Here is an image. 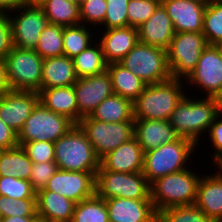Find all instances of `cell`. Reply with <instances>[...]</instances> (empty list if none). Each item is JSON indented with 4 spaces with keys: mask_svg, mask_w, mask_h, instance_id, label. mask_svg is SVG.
I'll list each match as a JSON object with an SVG mask.
<instances>
[{
    "mask_svg": "<svg viewBox=\"0 0 222 222\" xmlns=\"http://www.w3.org/2000/svg\"><path fill=\"white\" fill-rule=\"evenodd\" d=\"M196 98L185 95L168 121L179 137L190 139L198 146L202 132H207L220 114L221 99L206 96Z\"/></svg>",
    "mask_w": 222,
    "mask_h": 222,
    "instance_id": "6da1fadb",
    "label": "cell"
},
{
    "mask_svg": "<svg viewBox=\"0 0 222 222\" xmlns=\"http://www.w3.org/2000/svg\"><path fill=\"white\" fill-rule=\"evenodd\" d=\"M184 79L146 85L144 91L133 102L134 119H157L168 121L177 104L186 95Z\"/></svg>",
    "mask_w": 222,
    "mask_h": 222,
    "instance_id": "7a4b0ae2",
    "label": "cell"
},
{
    "mask_svg": "<svg viewBox=\"0 0 222 222\" xmlns=\"http://www.w3.org/2000/svg\"><path fill=\"white\" fill-rule=\"evenodd\" d=\"M195 147L190 139L178 137L176 140L144 152L142 173L149 184L170 173L187 169ZM187 163V164H186Z\"/></svg>",
    "mask_w": 222,
    "mask_h": 222,
    "instance_id": "3957f363",
    "label": "cell"
},
{
    "mask_svg": "<svg viewBox=\"0 0 222 222\" xmlns=\"http://www.w3.org/2000/svg\"><path fill=\"white\" fill-rule=\"evenodd\" d=\"M190 170L187 168L170 173L150 184V198L157 212L172 206L195 203L201 175Z\"/></svg>",
    "mask_w": 222,
    "mask_h": 222,
    "instance_id": "277c9868",
    "label": "cell"
},
{
    "mask_svg": "<svg viewBox=\"0 0 222 222\" xmlns=\"http://www.w3.org/2000/svg\"><path fill=\"white\" fill-rule=\"evenodd\" d=\"M54 161L59 169L78 172H97L100 159L81 128L75 124L54 142Z\"/></svg>",
    "mask_w": 222,
    "mask_h": 222,
    "instance_id": "5b68a950",
    "label": "cell"
},
{
    "mask_svg": "<svg viewBox=\"0 0 222 222\" xmlns=\"http://www.w3.org/2000/svg\"><path fill=\"white\" fill-rule=\"evenodd\" d=\"M120 63L147 85L165 82L172 78L167 62V51L140 41Z\"/></svg>",
    "mask_w": 222,
    "mask_h": 222,
    "instance_id": "8992f818",
    "label": "cell"
},
{
    "mask_svg": "<svg viewBox=\"0 0 222 222\" xmlns=\"http://www.w3.org/2000/svg\"><path fill=\"white\" fill-rule=\"evenodd\" d=\"M43 60L35 50L13 47L4 59L10 90L39 92Z\"/></svg>",
    "mask_w": 222,
    "mask_h": 222,
    "instance_id": "52a82bcc",
    "label": "cell"
},
{
    "mask_svg": "<svg viewBox=\"0 0 222 222\" xmlns=\"http://www.w3.org/2000/svg\"><path fill=\"white\" fill-rule=\"evenodd\" d=\"M95 193L103 198H126L151 200L150 184L142 172L123 173L98 170L96 173Z\"/></svg>",
    "mask_w": 222,
    "mask_h": 222,
    "instance_id": "ba28073f",
    "label": "cell"
},
{
    "mask_svg": "<svg viewBox=\"0 0 222 222\" xmlns=\"http://www.w3.org/2000/svg\"><path fill=\"white\" fill-rule=\"evenodd\" d=\"M208 46L205 35L177 32L167 51V62L172 78L183 79L195 69L202 51Z\"/></svg>",
    "mask_w": 222,
    "mask_h": 222,
    "instance_id": "9c48e42d",
    "label": "cell"
},
{
    "mask_svg": "<svg viewBox=\"0 0 222 222\" xmlns=\"http://www.w3.org/2000/svg\"><path fill=\"white\" fill-rule=\"evenodd\" d=\"M77 125L90 141L99 159L134 137V121L110 123L85 116Z\"/></svg>",
    "mask_w": 222,
    "mask_h": 222,
    "instance_id": "30bf717a",
    "label": "cell"
},
{
    "mask_svg": "<svg viewBox=\"0 0 222 222\" xmlns=\"http://www.w3.org/2000/svg\"><path fill=\"white\" fill-rule=\"evenodd\" d=\"M74 125L75 123L66 116L52 112L39 102L19 131L18 142L49 141L54 143Z\"/></svg>",
    "mask_w": 222,
    "mask_h": 222,
    "instance_id": "8fae6325",
    "label": "cell"
},
{
    "mask_svg": "<svg viewBox=\"0 0 222 222\" xmlns=\"http://www.w3.org/2000/svg\"><path fill=\"white\" fill-rule=\"evenodd\" d=\"M14 12L15 15L19 12L17 16L9 15L14 47L35 50L40 34L49 24L48 18L42 8L36 5H23Z\"/></svg>",
    "mask_w": 222,
    "mask_h": 222,
    "instance_id": "7c38bea8",
    "label": "cell"
},
{
    "mask_svg": "<svg viewBox=\"0 0 222 222\" xmlns=\"http://www.w3.org/2000/svg\"><path fill=\"white\" fill-rule=\"evenodd\" d=\"M184 80L193 87L197 85L206 97L222 98V53L218 45H208L201 53L195 69Z\"/></svg>",
    "mask_w": 222,
    "mask_h": 222,
    "instance_id": "4fadbf2b",
    "label": "cell"
},
{
    "mask_svg": "<svg viewBox=\"0 0 222 222\" xmlns=\"http://www.w3.org/2000/svg\"><path fill=\"white\" fill-rule=\"evenodd\" d=\"M78 106V122L90 114L106 98L113 95L112 80L106 71L81 77L73 85Z\"/></svg>",
    "mask_w": 222,
    "mask_h": 222,
    "instance_id": "5bb4252c",
    "label": "cell"
},
{
    "mask_svg": "<svg viewBox=\"0 0 222 222\" xmlns=\"http://www.w3.org/2000/svg\"><path fill=\"white\" fill-rule=\"evenodd\" d=\"M97 172H78L58 169L45 189L53 191L76 204L95 194Z\"/></svg>",
    "mask_w": 222,
    "mask_h": 222,
    "instance_id": "9a60e30c",
    "label": "cell"
},
{
    "mask_svg": "<svg viewBox=\"0 0 222 222\" xmlns=\"http://www.w3.org/2000/svg\"><path fill=\"white\" fill-rule=\"evenodd\" d=\"M38 103L36 91L9 90L0 96V118L19 133Z\"/></svg>",
    "mask_w": 222,
    "mask_h": 222,
    "instance_id": "2e32d148",
    "label": "cell"
},
{
    "mask_svg": "<svg viewBox=\"0 0 222 222\" xmlns=\"http://www.w3.org/2000/svg\"><path fill=\"white\" fill-rule=\"evenodd\" d=\"M208 0H162L174 31L201 33Z\"/></svg>",
    "mask_w": 222,
    "mask_h": 222,
    "instance_id": "e0dca14e",
    "label": "cell"
},
{
    "mask_svg": "<svg viewBox=\"0 0 222 222\" xmlns=\"http://www.w3.org/2000/svg\"><path fill=\"white\" fill-rule=\"evenodd\" d=\"M109 222H156L157 211L152 200L126 198L105 199Z\"/></svg>",
    "mask_w": 222,
    "mask_h": 222,
    "instance_id": "ac0fdd59",
    "label": "cell"
},
{
    "mask_svg": "<svg viewBox=\"0 0 222 222\" xmlns=\"http://www.w3.org/2000/svg\"><path fill=\"white\" fill-rule=\"evenodd\" d=\"M144 152L138 140L133 137L100 159L98 170L123 173H138L143 169Z\"/></svg>",
    "mask_w": 222,
    "mask_h": 222,
    "instance_id": "d6986e66",
    "label": "cell"
},
{
    "mask_svg": "<svg viewBox=\"0 0 222 222\" xmlns=\"http://www.w3.org/2000/svg\"><path fill=\"white\" fill-rule=\"evenodd\" d=\"M98 41L106 62H120L139 42L138 28L124 27L103 30Z\"/></svg>",
    "mask_w": 222,
    "mask_h": 222,
    "instance_id": "ffe728a7",
    "label": "cell"
},
{
    "mask_svg": "<svg viewBox=\"0 0 222 222\" xmlns=\"http://www.w3.org/2000/svg\"><path fill=\"white\" fill-rule=\"evenodd\" d=\"M213 222H222V173L201 176L194 203Z\"/></svg>",
    "mask_w": 222,
    "mask_h": 222,
    "instance_id": "44dd1931",
    "label": "cell"
},
{
    "mask_svg": "<svg viewBox=\"0 0 222 222\" xmlns=\"http://www.w3.org/2000/svg\"><path fill=\"white\" fill-rule=\"evenodd\" d=\"M175 35L174 27L166 9L160 4L153 15L138 27L139 41L167 50Z\"/></svg>",
    "mask_w": 222,
    "mask_h": 222,
    "instance_id": "7402d4cb",
    "label": "cell"
},
{
    "mask_svg": "<svg viewBox=\"0 0 222 222\" xmlns=\"http://www.w3.org/2000/svg\"><path fill=\"white\" fill-rule=\"evenodd\" d=\"M134 137L138 140L143 152H147L162 144L170 143L179 136L169 121L134 119Z\"/></svg>",
    "mask_w": 222,
    "mask_h": 222,
    "instance_id": "603a6c76",
    "label": "cell"
},
{
    "mask_svg": "<svg viewBox=\"0 0 222 222\" xmlns=\"http://www.w3.org/2000/svg\"><path fill=\"white\" fill-rule=\"evenodd\" d=\"M36 197L39 219L46 222H71L75 202L45 188L39 190Z\"/></svg>",
    "mask_w": 222,
    "mask_h": 222,
    "instance_id": "cb8c5ba5",
    "label": "cell"
},
{
    "mask_svg": "<svg viewBox=\"0 0 222 222\" xmlns=\"http://www.w3.org/2000/svg\"><path fill=\"white\" fill-rule=\"evenodd\" d=\"M39 102L52 112L61 114L78 123V106L74 87L41 88Z\"/></svg>",
    "mask_w": 222,
    "mask_h": 222,
    "instance_id": "d4e9b609",
    "label": "cell"
},
{
    "mask_svg": "<svg viewBox=\"0 0 222 222\" xmlns=\"http://www.w3.org/2000/svg\"><path fill=\"white\" fill-rule=\"evenodd\" d=\"M77 79L73 59L66 55L43 60L41 88L72 86Z\"/></svg>",
    "mask_w": 222,
    "mask_h": 222,
    "instance_id": "484cf974",
    "label": "cell"
},
{
    "mask_svg": "<svg viewBox=\"0 0 222 222\" xmlns=\"http://www.w3.org/2000/svg\"><path fill=\"white\" fill-rule=\"evenodd\" d=\"M107 72L112 80L113 93L132 102L139 97L147 85L120 62L109 63Z\"/></svg>",
    "mask_w": 222,
    "mask_h": 222,
    "instance_id": "4316f807",
    "label": "cell"
},
{
    "mask_svg": "<svg viewBox=\"0 0 222 222\" xmlns=\"http://www.w3.org/2000/svg\"><path fill=\"white\" fill-rule=\"evenodd\" d=\"M90 117L94 120L110 123L134 121L133 102L113 94L102 101L90 114Z\"/></svg>",
    "mask_w": 222,
    "mask_h": 222,
    "instance_id": "83f0119b",
    "label": "cell"
},
{
    "mask_svg": "<svg viewBox=\"0 0 222 222\" xmlns=\"http://www.w3.org/2000/svg\"><path fill=\"white\" fill-rule=\"evenodd\" d=\"M32 165V161L20 145L0 152V176L29 180Z\"/></svg>",
    "mask_w": 222,
    "mask_h": 222,
    "instance_id": "f1b7e54d",
    "label": "cell"
},
{
    "mask_svg": "<svg viewBox=\"0 0 222 222\" xmlns=\"http://www.w3.org/2000/svg\"><path fill=\"white\" fill-rule=\"evenodd\" d=\"M39 6L51 24L63 27L81 24L79 6L71 0H44Z\"/></svg>",
    "mask_w": 222,
    "mask_h": 222,
    "instance_id": "f546056e",
    "label": "cell"
},
{
    "mask_svg": "<svg viewBox=\"0 0 222 222\" xmlns=\"http://www.w3.org/2000/svg\"><path fill=\"white\" fill-rule=\"evenodd\" d=\"M73 62L78 78L102 73L107 70L108 66L101 45L96 41L74 57Z\"/></svg>",
    "mask_w": 222,
    "mask_h": 222,
    "instance_id": "4dcf8cb0",
    "label": "cell"
},
{
    "mask_svg": "<svg viewBox=\"0 0 222 222\" xmlns=\"http://www.w3.org/2000/svg\"><path fill=\"white\" fill-rule=\"evenodd\" d=\"M71 222H109L105 199L96 193L75 205Z\"/></svg>",
    "mask_w": 222,
    "mask_h": 222,
    "instance_id": "1f68e13d",
    "label": "cell"
},
{
    "mask_svg": "<svg viewBox=\"0 0 222 222\" xmlns=\"http://www.w3.org/2000/svg\"><path fill=\"white\" fill-rule=\"evenodd\" d=\"M88 28L83 24L63 27L64 55L73 59L96 41Z\"/></svg>",
    "mask_w": 222,
    "mask_h": 222,
    "instance_id": "d6a6232c",
    "label": "cell"
},
{
    "mask_svg": "<svg viewBox=\"0 0 222 222\" xmlns=\"http://www.w3.org/2000/svg\"><path fill=\"white\" fill-rule=\"evenodd\" d=\"M202 33L205 35L208 45L222 43V2L207 1Z\"/></svg>",
    "mask_w": 222,
    "mask_h": 222,
    "instance_id": "836d02e7",
    "label": "cell"
},
{
    "mask_svg": "<svg viewBox=\"0 0 222 222\" xmlns=\"http://www.w3.org/2000/svg\"><path fill=\"white\" fill-rule=\"evenodd\" d=\"M35 51L43 59L64 55L63 26L49 23L40 34Z\"/></svg>",
    "mask_w": 222,
    "mask_h": 222,
    "instance_id": "e575fe53",
    "label": "cell"
},
{
    "mask_svg": "<svg viewBox=\"0 0 222 222\" xmlns=\"http://www.w3.org/2000/svg\"><path fill=\"white\" fill-rule=\"evenodd\" d=\"M156 222H213L195 204L179 205L157 212Z\"/></svg>",
    "mask_w": 222,
    "mask_h": 222,
    "instance_id": "d590c367",
    "label": "cell"
},
{
    "mask_svg": "<svg viewBox=\"0 0 222 222\" xmlns=\"http://www.w3.org/2000/svg\"><path fill=\"white\" fill-rule=\"evenodd\" d=\"M16 216L38 217L37 199L13 200L0 195V218Z\"/></svg>",
    "mask_w": 222,
    "mask_h": 222,
    "instance_id": "8d00e7d4",
    "label": "cell"
},
{
    "mask_svg": "<svg viewBox=\"0 0 222 222\" xmlns=\"http://www.w3.org/2000/svg\"><path fill=\"white\" fill-rule=\"evenodd\" d=\"M0 195L13 200L37 199V192L29 180L0 176Z\"/></svg>",
    "mask_w": 222,
    "mask_h": 222,
    "instance_id": "74e56055",
    "label": "cell"
},
{
    "mask_svg": "<svg viewBox=\"0 0 222 222\" xmlns=\"http://www.w3.org/2000/svg\"><path fill=\"white\" fill-rule=\"evenodd\" d=\"M160 4L159 0H129L128 26L138 28L153 15Z\"/></svg>",
    "mask_w": 222,
    "mask_h": 222,
    "instance_id": "f35d334b",
    "label": "cell"
},
{
    "mask_svg": "<svg viewBox=\"0 0 222 222\" xmlns=\"http://www.w3.org/2000/svg\"><path fill=\"white\" fill-rule=\"evenodd\" d=\"M129 0H106L107 11L103 24L104 29L128 27L127 6Z\"/></svg>",
    "mask_w": 222,
    "mask_h": 222,
    "instance_id": "ab89813d",
    "label": "cell"
},
{
    "mask_svg": "<svg viewBox=\"0 0 222 222\" xmlns=\"http://www.w3.org/2000/svg\"><path fill=\"white\" fill-rule=\"evenodd\" d=\"M79 11L81 24L87 26L89 24L91 28H94L95 25L101 26L107 11L106 0H85L79 6Z\"/></svg>",
    "mask_w": 222,
    "mask_h": 222,
    "instance_id": "60d3db41",
    "label": "cell"
},
{
    "mask_svg": "<svg viewBox=\"0 0 222 222\" xmlns=\"http://www.w3.org/2000/svg\"><path fill=\"white\" fill-rule=\"evenodd\" d=\"M32 163L54 161L55 146L49 141L18 142Z\"/></svg>",
    "mask_w": 222,
    "mask_h": 222,
    "instance_id": "b9f144b4",
    "label": "cell"
},
{
    "mask_svg": "<svg viewBox=\"0 0 222 222\" xmlns=\"http://www.w3.org/2000/svg\"><path fill=\"white\" fill-rule=\"evenodd\" d=\"M58 165L55 161L33 163L29 181L32 188L38 192L44 189L49 179L57 172Z\"/></svg>",
    "mask_w": 222,
    "mask_h": 222,
    "instance_id": "7bdbcfd3",
    "label": "cell"
},
{
    "mask_svg": "<svg viewBox=\"0 0 222 222\" xmlns=\"http://www.w3.org/2000/svg\"><path fill=\"white\" fill-rule=\"evenodd\" d=\"M12 29L8 12H0V60L4 61L13 49Z\"/></svg>",
    "mask_w": 222,
    "mask_h": 222,
    "instance_id": "ee69618b",
    "label": "cell"
},
{
    "mask_svg": "<svg viewBox=\"0 0 222 222\" xmlns=\"http://www.w3.org/2000/svg\"><path fill=\"white\" fill-rule=\"evenodd\" d=\"M210 138V143L214 148L212 159L214 161V165H218L222 163V114L220 113L210 125L207 133Z\"/></svg>",
    "mask_w": 222,
    "mask_h": 222,
    "instance_id": "f6af8a7d",
    "label": "cell"
},
{
    "mask_svg": "<svg viewBox=\"0 0 222 222\" xmlns=\"http://www.w3.org/2000/svg\"><path fill=\"white\" fill-rule=\"evenodd\" d=\"M18 145V133L0 118V149L7 150Z\"/></svg>",
    "mask_w": 222,
    "mask_h": 222,
    "instance_id": "bcb514c9",
    "label": "cell"
},
{
    "mask_svg": "<svg viewBox=\"0 0 222 222\" xmlns=\"http://www.w3.org/2000/svg\"><path fill=\"white\" fill-rule=\"evenodd\" d=\"M25 5L24 0H0V12H9Z\"/></svg>",
    "mask_w": 222,
    "mask_h": 222,
    "instance_id": "7dc6e473",
    "label": "cell"
},
{
    "mask_svg": "<svg viewBox=\"0 0 222 222\" xmlns=\"http://www.w3.org/2000/svg\"><path fill=\"white\" fill-rule=\"evenodd\" d=\"M10 90L7 80L6 64L0 60V96L4 95Z\"/></svg>",
    "mask_w": 222,
    "mask_h": 222,
    "instance_id": "c3c4849f",
    "label": "cell"
},
{
    "mask_svg": "<svg viewBox=\"0 0 222 222\" xmlns=\"http://www.w3.org/2000/svg\"><path fill=\"white\" fill-rule=\"evenodd\" d=\"M38 217H5L0 218V222H34Z\"/></svg>",
    "mask_w": 222,
    "mask_h": 222,
    "instance_id": "681fc988",
    "label": "cell"
},
{
    "mask_svg": "<svg viewBox=\"0 0 222 222\" xmlns=\"http://www.w3.org/2000/svg\"><path fill=\"white\" fill-rule=\"evenodd\" d=\"M25 5H36L39 6L44 0H24Z\"/></svg>",
    "mask_w": 222,
    "mask_h": 222,
    "instance_id": "f907efd6",
    "label": "cell"
},
{
    "mask_svg": "<svg viewBox=\"0 0 222 222\" xmlns=\"http://www.w3.org/2000/svg\"><path fill=\"white\" fill-rule=\"evenodd\" d=\"M71 1L80 6L85 0H71Z\"/></svg>",
    "mask_w": 222,
    "mask_h": 222,
    "instance_id": "816d5d0a",
    "label": "cell"
},
{
    "mask_svg": "<svg viewBox=\"0 0 222 222\" xmlns=\"http://www.w3.org/2000/svg\"><path fill=\"white\" fill-rule=\"evenodd\" d=\"M216 166H217V169L219 168L220 169L219 171L222 173V163H220V164H218Z\"/></svg>",
    "mask_w": 222,
    "mask_h": 222,
    "instance_id": "f5cc1de1",
    "label": "cell"
},
{
    "mask_svg": "<svg viewBox=\"0 0 222 222\" xmlns=\"http://www.w3.org/2000/svg\"><path fill=\"white\" fill-rule=\"evenodd\" d=\"M34 222H46L45 220L37 218Z\"/></svg>",
    "mask_w": 222,
    "mask_h": 222,
    "instance_id": "db71d44e",
    "label": "cell"
},
{
    "mask_svg": "<svg viewBox=\"0 0 222 222\" xmlns=\"http://www.w3.org/2000/svg\"><path fill=\"white\" fill-rule=\"evenodd\" d=\"M218 47H219V49H220V51L222 53V43L218 44Z\"/></svg>",
    "mask_w": 222,
    "mask_h": 222,
    "instance_id": "11a10c76",
    "label": "cell"
}]
</instances>
